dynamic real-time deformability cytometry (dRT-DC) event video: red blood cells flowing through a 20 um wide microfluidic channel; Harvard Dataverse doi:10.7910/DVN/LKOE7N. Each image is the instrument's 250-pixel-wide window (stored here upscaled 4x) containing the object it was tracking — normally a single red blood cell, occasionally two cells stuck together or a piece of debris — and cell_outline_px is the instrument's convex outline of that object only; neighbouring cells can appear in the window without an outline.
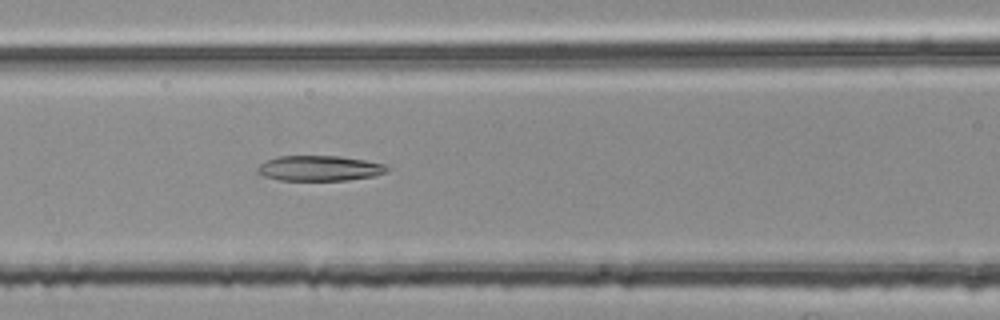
{"species": "common noctule bat (a hibernating species)", "species_latin": "Nyctalus noctula", "temperature_condition": "room temperature", "stored_images_in_passage": 48, "segment_of_instrument_passage": [2, 2], "camera_frame_rate_fps": 3000, "um_per_image_px": 0.085, "animal": {"sex": "female", "body_mass_g": 25.1}, "frame": {"image": 1, "passage_image": 22, "time_ms": 7.0, "image_size_px": [1000, 320], "cell_outline_px": [[388, 172], [372, 176], [348, 180], [280, 180], [264, 176], [256, 172], [256, 168], [260, 164], [276, 156], [340, 156], [364, 160], [384, 164], [388, 168]], "centroid_in_image_um": [27.13, 14.3], "position_along_channel_um": 139.5, "area_um2": 19.02}}
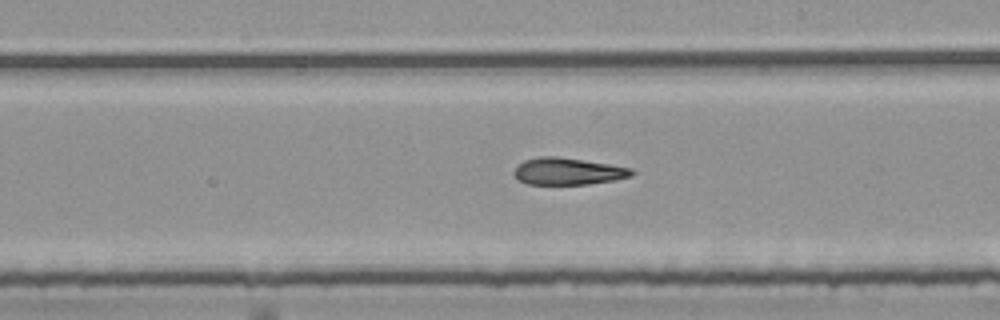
{"frame": {"image": 2, "passage_image": 30, "time_ms": 9.667, "image_size_px": [1000, 320], "cell_outline_px": [[636, 172], [632, 176], [612, 180], [588, 184], [528, 184], [520, 180], [512, 172], [524, 160], [540, 156], [556, 156], [584, 160], [632, 168]], "centroid_in_image_um": [48.29, 14.55], "position_along_channel_um": 240.7, "area_um2": 18.32}}
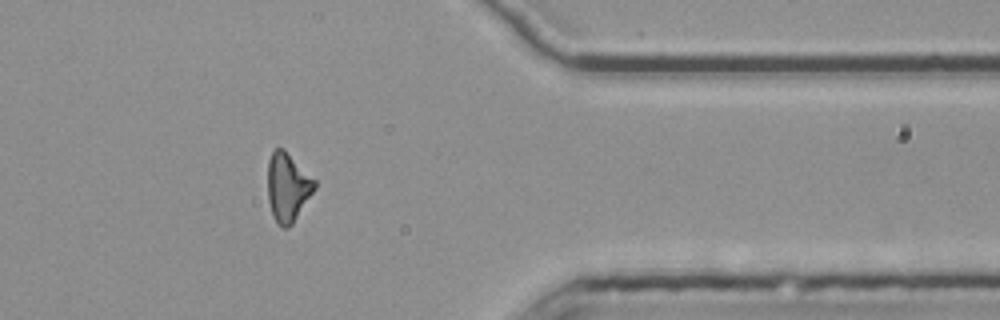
{"frame": {"image": 3, "passage_image": 43, "time_ms": 14.0, "image_size_px": [1000, 320], "cell_outline_px": [[316, 188], [292, 224], [288, 228], [284, 228], [276, 224], [272, 216], [268, 200], [268, 160], [272, 152], [276, 148], [284, 148], [316, 180]], "centroid_in_image_um": [24.45, 15.92], "position_along_channel_um": 387.0, "area_um2": 18.96}}